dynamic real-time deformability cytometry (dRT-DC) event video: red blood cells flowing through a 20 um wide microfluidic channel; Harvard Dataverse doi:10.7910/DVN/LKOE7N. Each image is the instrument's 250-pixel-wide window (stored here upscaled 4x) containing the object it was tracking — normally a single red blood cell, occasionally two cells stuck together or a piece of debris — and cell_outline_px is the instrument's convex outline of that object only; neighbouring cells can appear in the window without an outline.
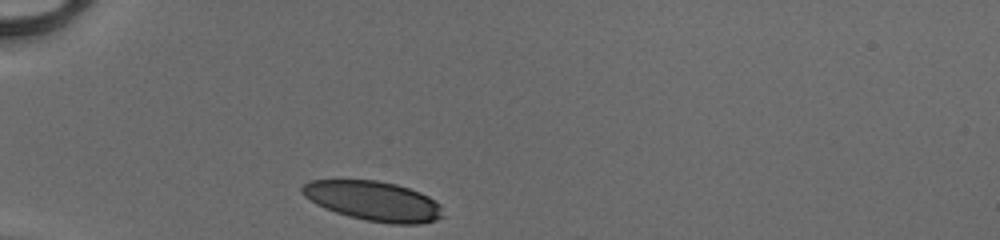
{"species": "human", "species_latin": "Homo sapiens", "temperature_condition": "cold", "stored_images_in_passage": 28, "camera_frame_rate_fps": 3000, "um_per_image_px": 0.085, "donor": {"sex": "male"}, "frame": {"image": 1, "passage_image": 1, "time_ms": 0.0, "image_size_px": [1000, 240], "cell_outline_px": [[444, 216], [436, 220], [420, 224], [392, 224], [364, 220], [348, 216], [324, 208], [316, 204], [304, 196], [300, 192], [300, 188], [308, 180], [376, 180], [396, 184], [420, 192], [428, 196], [440, 204]], "centroid_in_image_um": [31.73, 17.09], "position_along_channel_um": 53.3, "area_um2": 32.71}}
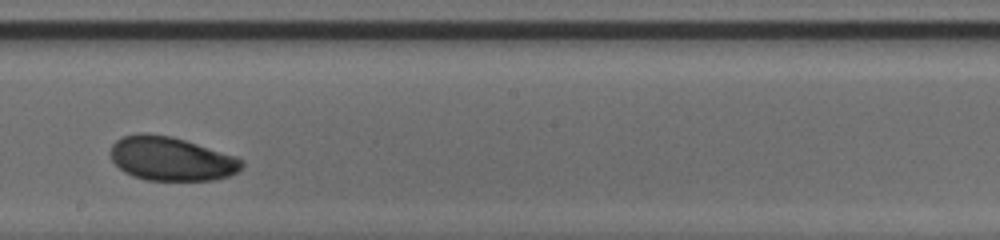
{"frame": {"image": 2, "passage_image": 16, "time_ms": 5.0, "image_size_px": [1000, 240], "cell_outline_px": [[244, 164], [236, 172], [228, 176], [212, 180], [144, 180], [132, 176], [124, 172], [112, 160], [112, 144], [116, 140], [124, 136], [140, 132], [144, 132], [172, 136], [236, 156], [244, 160]], "centroid_in_image_um": [14.55, 13.49], "position_along_channel_um": 233.6, "area_um2": 33.52}}
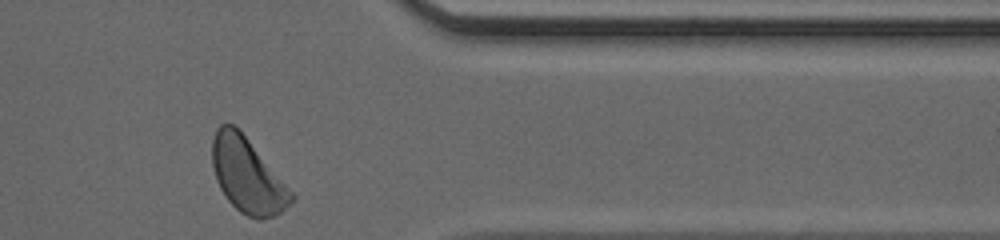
{"frame": {"image": 3, "passage_image": 28, "time_ms": 9.0, "image_size_px": [1000, 240], "cell_outline_px": [[296, 196], [280, 212], [272, 216], [260, 220], [256, 220], [240, 212], [228, 200], [220, 188], [216, 180], [212, 164], [212, 140], [216, 128], [220, 124], [232, 124], [248, 140]], "centroid_in_image_um": [21.0, 14.93], "position_along_channel_um": 390.4, "area_um2": 33.76}, "authors_computed_cell_mechanics": {"area_um2": 33.6685, "velocity_mm_per_s": 4.1193, "shape_relaxation_time_tau1_ms": 2.0803, "shape_relaxation_time_tau2_ms": null, "deformation_change_tau1": 0.0974, "deformation_change_tau2": null}}